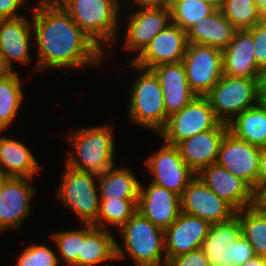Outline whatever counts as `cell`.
<instances>
[{
  "instance_id": "1",
  "label": "cell",
  "mask_w": 266,
  "mask_h": 266,
  "mask_svg": "<svg viewBox=\"0 0 266 266\" xmlns=\"http://www.w3.org/2000/svg\"><path fill=\"white\" fill-rule=\"evenodd\" d=\"M31 11L32 32L38 48L37 72L48 67L100 66L105 51L93 42L56 0H39V5L32 7Z\"/></svg>"
},
{
  "instance_id": "2",
  "label": "cell",
  "mask_w": 266,
  "mask_h": 266,
  "mask_svg": "<svg viewBox=\"0 0 266 266\" xmlns=\"http://www.w3.org/2000/svg\"><path fill=\"white\" fill-rule=\"evenodd\" d=\"M122 246L116 240V260L128 255L134 266H166L164 230L136 212L119 230ZM123 247V248H122Z\"/></svg>"
},
{
  "instance_id": "3",
  "label": "cell",
  "mask_w": 266,
  "mask_h": 266,
  "mask_svg": "<svg viewBox=\"0 0 266 266\" xmlns=\"http://www.w3.org/2000/svg\"><path fill=\"white\" fill-rule=\"evenodd\" d=\"M113 126L108 123L75 130L65 138L73 146L66 165L92 173H102L114 166L115 141Z\"/></svg>"
},
{
  "instance_id": "4",
  "label": "cell",
  "mask_w": 266,
  "mask_h": 266,
  "mask_svg": "<svg viewBox=\"0 0 266 266\" xmlns=\"http://www.w3.org/2000/svg\"><path fill=\"white\" fill-rule=\"evenodd\" d=\"M73 21L103 50L119 29L120 0H56Z\"/></svg>"
},
{
  "instance_id": "5",
  "label": "cell",
  "mask_w": 266,
  "mask_h": 266,
  "mask_svg": "<svg viewBox=\"0 0 266 266\" xmlns=\"http://www.w3.org/2000/svg\"><path fill=\"white\" fill-rule=\"evenodd\" d=\"M127 66L141 73L137 75L130 91L128 109L130 120L158 134L168 120L159 79L150 69L141 68L132 62Z\"/></svg>"
},
{
  "instance_id": "6",
  "label": "cell",
  "mask_w": 266,
  "mask_h": 266,
  "mask_svg": "<svg viewBox=\"0 0 266 266\" xmlns=\"http://www.w3.org/2000/svg\"><path fill=\"white\" fill-rule=\"evenodd\" d=\"M96 173L65 166L57 198L74 212L82 224H93L99 212V190Z\"/></svg>"
},
{
  "instance_id": "7",
  "label": "cell",
  "mask_w": 266,
  "mask_h": 266,
  "mask_svg": "<svg viewBox=\"0 0 266 266\" xmlns=\"http://www.w3.org/2000/svg\"><path fill=\"white\" fill-rule=\"evenodd\" d=\"M257 80L223 74L206 95L221 122L229 123L234 116L259 102Z\"/></svg>"
},
{
  "instance_id": "8",
  "label": "cell",
  "mask_w": 266,
  "mask_h": 266,
  "mask_svg": "<svg viewBox=\"0 0 266 266\" xmlns=\"http://www.w3.org/2000/svg\"><path fill=\"white\" fill-rule=\"evenodd\" d=\"M220 122L208 98L196 96L180 111L168 117L158 135L166 144L176 146L187 138L215 128Z\"/></svg>"
},
{
  "instance_id": "9",
  "label": "cell",
  "mask_w": 266,
  "mask_h": 266,
  "mask_svg": "<svg viewBox=\"0 0 266 266\" xmlns=\"http://www.w3.org/2000/svg\"><path fill=\"white\" fill-rule=\"evenodd\" d=\"M182 63L189 86L197 96H206L223 76V53L213 46L188 42Z\"/></svg>"
},
{
  "instance_id": "10",
  "label": "cell",
  "mask_w": 266,
  "mask_h": 266,
  "mask_svg": "<svg viewBox=\"0 0 266 266\" xmlns=\"http://www.w3.org/2000/svg\"><path fill=\"white\" fill-rule=\"evenodd\" d=\"M144 163L150 174H153L151 183L171 190L179 196L196 176V173L180 156L178 148L165 142Z\"/></svg>"
},
{
  "instance_id": "11",
  "label": "cell",
  "mask_w": 266,
  "mask_h": 266,
  "mask_svg": "<svg viewBox=\"0 0 266 266\" xmlns=\"http://www.w3.org/2000/svg\"><path fill=\"white\" fill-rule=\"evenodd\" d=\"M260 147L252 145L227 131L223 137L216 163L245 181L257 193Z\"/></svg>"
},
{
  "instance_id": "12",
  "label": "cell",
  "mask_w": 266,
  "mask_h": 266,
  "mask_svg": "<svg viewBox=\"0 0 266 266\" xmlns=\"http://www.w3.org/2000/svg\"><path fill=\"white\" fill-rule=\"evenodd\" d=\"M180 197L182 212L200 217L211 225L228 221L236 215V210L210 190L197 175Z\"/></svg>"
},
{
  "instance_id": "13",
  "label": "cell",
  "mask_w": 266,
  "mask_h": 266,
  "mask_svg": "<svg viewBox=\"0 0 266 266\" xmlns=\"http://www.w3.org/2000/svg\"><path fill=\"white\" fill-rule=\"evenodd\" d=\"M187 44L186 31L170 22L131 62L150 70L162 64L178 63L183 60Z\"/></svg>"
},
{
  "instance_id": "14",
  "label": "cell",
  "mask_w": 266,
  "mask_h": 266,
  "mask_svg": "<svg viewBox=\"0 0 266 266\" xmlns=\"http://www.w3.org/2000/svg\"><path fill=\"white\" fill-rule=\"evenodd\" d=\"M196 175L236 211L255 205L254 190L217 163L204 167Z\"/></svg>"
},
{
  "instance_id": "15",
  "label": "cell",
  "mask_w": 266,
  "mask_h": 266,
  "mask_svg": "<svg viewBox=\"0 0 266 266\" xmlns=\"http://www.w3.org/2000/svg\"><path fill=\"white\" fill-rule=\"evenodd\" d=\"M123 48L136 52V57L146 48L152 39L170 22V9L140 8L127 19Z\"/></svg>"
},
{
  "instance_id": "16",
  "label": "cell",
  "mask_w": 266,
  "mask_h": 266,
  "mask_svg": "<svg viewBox=\"0 0 266 266\" xmlns=\"http://www.w3.org/2000/svg\"><path fill=\"white\" fill-rule=\"evenodd\" d=\"M137 211L153 224L166 230L181 214V197L164 187L150 183L140 184Z\"/></svg>"
},
{
  "instance_id": "17",
  "label": "cell",
  "mask_w": 266,
  "mask_h": 266,
  "mask_svg": "<svg viewBox=\"0 0 266 266\" xmlns=\"http://www.w3.org/2000/svg\"><path fill=\"white\" fill-rule=\"evenodd\" d=\"M32 179L10 177L0 192V230L19 228L30 213Z\"/></svg>"
},
{
  "instance_id": "18",
  "label": "cell",
  "mask_w": 266,
  "mask_h": 266,
  "mask_svg": "<svg viewBox=\"0 0 266 266\" xmlns=\"http://www.w3.org/2000/svg\"><path fill=\"white\" fill-rule=\"evenodd\" d=\"M211 224L200 217L181 212L164 230L167 262L178 255L201 248Z\"/></svg>"
},
{
  "instance_id": "19",
  "label": "cell",
  "mask_w": 266,
  "mask_h": 266,
  "mask_svg": "<svg viewBox=\"0 0 266 266\" xmlns=\"http://www.w3.org/2000/svg\"><path fill=\"white\" fill-rule=\"evenodd\" d=\"M228 123L220 122L215 128L198 133L179 142L176 147L186 164L197 174L216 163Z\"/></svg>"
},
{
  "instance_id": "20",
  "label": "cell",
  "mask_w": 266,
  "mask_h": 266,
  "mask_svg": "<svg viewBox=\"0 0 266 266\" xmlns=\"http://www.w3.org/2000/svg\"><path fill=\"white\" fill-rule=\"evenodd\" d=\"M31 22L24 16L0 19V53L9 72H13V61L27 65L31 60Z\"/></svg>"
},
{
  "instance_id": "21",
  "label": "cell",
  "mask_w": 266,
  "mask_h": 266,
  "mask_svg": "<svg viewBox=\"0 0 266 266\" xmlns=\"http://www.w3.org/2000/svg\"><path fill=\"white\" fill-rule=\"evenodd\" d=\"M151 70L157 75L162 87L167 117L180 111L197 96L189 86L182 61L162 64Z\"/></svg>"
},
{
  "instance_id": "22",
  "label": "cell",
  "mask_w": 266,
  "mask_h": 266,
  "mask_svg": "<svg viewBox=\"0 0 266 266\" xmlns=\"http://www.w3.org/2000/svg\"><path fill=\"white\" fill-rule=\"evenodd\" d=\"M223 74L258 78L252 35L248 30H237L229 45L222 50Z\"/></svg>"
},
{
  "instance_id": "23",
  "label": "cell",
  "mask_w": 266,
  "mask_h": 266,
  "mask_svg": "<svg viewBox=\"0 0 266 266\" xmlns=\"http://www.w3.org/2000/svg\"><path fill=\"white\" fill-rule=\"evenodd\" d=\"M241 235L242 228L237 215L228 221L212 224L201 246L210 265L237 266L230 263V246L228 245Z\"/></svg>"
},
{
  "instance_id": "24",
  "label": "cell",
  "mask_w": 266,
  "mask_h": 266,
  "mask_svg": "<svg viewBox=\"0 0 266 266\" xmlns=\"http://www.w3.org/2000/svg\"><path fill=\"white\" fill-rule=\"evenodd\" d=\"M237 29L223 15L221 9H215L209 16L199 19L187 31V41L198 45L225 49Z\"/></svg>"
},
{
  "instance_id": "25",
  "label": "cell",
  "mask_w": 266,
  "mask_h": 266,
  "mask_svg": "<svg viewBox=\"0 0 266 266\" xmlns=\"http://www.w3.org/2000/svg\"><path fill=\"white\" fill-rule=\"evenodd\" d=\"M41 166L23 143L0 136V170L10 177L33 179Z\"/></svg>"
},
{
  "instance_id": "26",
  "label": "cell",
  "mask_w": 266,
  "mask_h": 266,
  "mask_svg": "<svg viewBox=\"0 0 266 266\" xmlns=\"http://www.w3.org/2000/svg\"><path fill=\"white\" fill-rule=\"evenodd\" d=\"M84 225V242L78 255V266H96L116 260V239L110 229Z\"/></svg>"
},
{
  "instance_id": "27",
  "label": "cell",
  "mask_w": 266,
  "mask_h": 266,
  "mask_svg": "<svg viewBox=\"0 0 266 266\" xmlns=\"http://www.w3.org/2000/svg\"><path fill=\"white\" fill-rule=\"evenodd\" d=\"M99 200L139 199L140 181L126 167L113 166L97 174Z\"/></svg>"
},
{
  "instance_id": "28",
  "label": "cell",
  "mask_w": 266,
  "mask_h": 266,
  "mask_svg": "<svg viewBox=\"0 0 266 266\" xmlns=\"http://www.w3.org/2000/svg\"><path fill=\"white\" fill-rule=\"evenodd\" d=\"M228 131L237 138L258 147H266V104L256 105L236 115Z\"/></svg>"
},
{
  "instance_id": "29",
  "label": "cell",
  "mask_w": 266,
  "mask_h": 266,
  "mask_svg": "<svg viewBox=\"0 0 266 266\" xmlns=\"http://www.w3.org/2000/svg\"><path fill=\"white\" fill-rule=\"evenodd\" d=\"M242 235L253 248L255 255L266 257V213L256 205L236 211Z\"/></svg>"
},
{
  "instance_id": "30",
  "label": "cell",
  "mask_w": 266,
  "mask_h": 266,
  "mask_svg": "<svg viewBox=\"0 0 266 266\" xmlns=\"http://www.w3.org/2000/svg\"><path fill=\"white\" fill-rule=\"evenodd\" d=\"M19 78L15 71L0 76V130L2 132L16 117L23 100Z\"/></svg>"
},
{
  "instance_id": "31",
  "label": "cell",
  "mask_w": 266,
  "mask_h": 266,
  "mask_svg": "<svg viewBox=\"0 0 266 266\" xmlns=\"http://www.w3.org/2000/svg\"><path fill=\"white\" fill-rule=\"evenodd\" d=\"M139 199L99 200V212L94 226L107 228L106 224L119 230L137 212Z\"/></svg>"
},
{
  "instance_id": "32",
  "label": "cell",
  "mask_w": 266,
  "mask_h": 266,
  "mask_svg": "<svg viewBox=\"0 0 266 266\" xmlns=\"http://www.w3.org/2000/svg\"><path fill=\"white\" fill-rule=\"evenodd\" d=\"M171 22L187 31L199 19L209 16L215 8L204 0H171Z\"/></svg>"
},
{
  "instance_id": "33",
  "label": "cell",
  "mask_w": 266,
  "mask_h": 266,
  "mask_svg": "<svg viewBox=\"0 0 266 266\" xmlns=\"http://www.w3.org/2000/svg\"><path fill=\"white\" fill-rule=\"evenodd\" d=\"M221 11L237 30H248L263 20L255 0H224Z\"/></svg>"
},
{
  "instance_id": "34",
  "label": "cell",
  "mask_w": 266,
  "mask_h": 266,
  "mask_svg": "<svg viewBox=\"0 0 266 266\" xmlns=\"http://www.w3.org/2000/svg\"><path fill=\"white\" fill-rule=\"evenodd\" d=\"M59 249V261H64L68 266H78V255L81 253L84 242V226L77 230L60 231L51 234ZM63 259V260H62Z\"/></svg>"
},
{
  "instance_id": "35",
  "label": "cell",
  "mask_w": 266,
  "mask_h": 266,
  "mask_svg": "<svg viewBox=\"0 0 266 266\" xmlns=\"http://www.w3.org/2000/svg\"><path fill=\"white\" fill-rule=\"evenodd\" d=\"M59 257L46 245H30L19 256L17 266H58Z\"/></svg>"
},
{
  "instance_id": "36",
  "label": "cell",
  "mask_w": 266,
  "mask_h": 266,
  "mask_svg": "<svg viewBox=\"0 0 266 266\" xmlns=\"http://www.w3.org/2000/svg\"><path fill=\"white\" fill-rule=\"evenodd\" d=\"M254 43V54L258 68H266V20L248 29Z\"/></svg>"
},
{
  "instance_id": "37",
  "label": "cell",
  "mask_w": 266,
  "mask_h": 266,
  "mask_svg": "<svg viewBox=\"0 0 266 266\" xmlns=\"http://www.w3.org/2000/svg\"><path fill=\"white\" fill-rule=\"evenodd\" d=\"M228 246H230V263L237 266H241L255 255L253 248L243 235L233 240Z\"/></svg>"
},
{
  "instance_id": "38",
  "label": "cell",
  "mask_w": 266,
  "mask_h": 266,
  "mask_svg": "<svg viewBox=\"0 0 266 266\" xmlns=\"http://www.w3.org/2000/svg\"><path fill=\"white\" fill-rule=\"evenodd\" d=\"M166 266H211L201 248L171 258Z\"/></svg>"
},
{
  "instance_id": "39",
  "label": "cell",
  "mask_w": 266,
  "mask_h": 266,
  "mask_svg": "<svg viewBox=\"0 0 266 266\" xmlns=\"http://www.w3.org/2000/svg\"><path fill=\"white\" fill-rule=\"evenodd\" d=\"M24 3L21 0H0V19L16 18L21 15L17 13L18 9Z\"/></svg>"
},
{
  "instance_id": "40",
  "label": "cell",
  "mask_w": 266,
  "mask_h": 266,
  "mask_svg": "<svg viewBox=\"0 0 266 266\" xmlns=\"http://www.w3.org/2000/svg\"><path fill=\"white\" fill-rule=\"evenodd\" d=\"M257 192L266 185V147H260Z\"/></svg>"
},
{
  "instance_id": "41",
  "label": "cell",
  "mask_w": 266,
  "mask_h": 266,
  "mask_svg": "<svg viewBox=\"0 0 266 266\" xmlns=\"http://www.w3.org/2000/svg\"><path fill=\"white\" fill-rule=\"evenodd\" d=\"M257 87L259 103L266 104V68L261 69L259 72Z\"/></svg>"
},
{
  "instance_id": "42",
  "label": "cell",
  "mask_w": 266,
  "mask_h": 266,
  "mask_svg": "<svg viewBox=\"0 0 266 266\" xmlns=\"http://www.w3.org/2000/svg\"><path fill=\"white\" fill-rule=\"evenodd\" d=\"M140 8H165L169 7L170 0H133Z\"/></svg>"
},
{
  "instance_id": "43",
  "label": "cell",
  "mask_w": 266,
  "mask_h": 266,
  "mask_svg": "<svg viewBox=\"0 0 266 266\" xmlns=\"http://www.w3.org/2000/svg\"><path fill=\"white\" fill-rule=\"evenodd\" d=\"M255 205L260 210H266V185L255 194Z\"/></svg>"
},
{
  "instance_id": "44",
  "label": "cell",
  "mask_w": 266,
  "mask_h": 266,
  "mask_svg": "<svg viewBox=\"0 0 266 266\" xmlns=\"http://www.w3.org/2000/svg\"><path fill=\"white\" fill-rule=\"evenodd\" d=\"M241 266H266V257H260L254 255L251 259H248L244 264Z\"/></svg>"
},
{
  "instance_id": "45",
  "label": "cell",
  "mask_w": 266,
  "mask_h": 266,
  "mask_svg": "<svg viewBox=\"0 0 266 266\" xmlns=\"http://www.w3.org/2000/svg\"><path fill=\"white\" fill-rule=\"evenodd\" d=\"M258 11L262 16L266 13V0H255Z\"/></svg>"
},
{
  "instance_id": "46",
  "label": "cell",
  "mask_w": 266,
  "mask_h": 266,
  "mask_svg": "<svg viewBox=\"0 0 266 266\" xmlns=\"http://www.w3.org/2000/svg\"><path fill=\"white\" fill-rule=\"evenodd\" d=\"M206 3L212 5L215 9H221L224 0H204Z\"/></svg>"
},
{
  "instance_id": "47",
  "label": "cell",
  "mask_w": 266,
  "mask_h": 266,
  "mask_svg": "<svg viewBox=\"0 0 266 266\" xmlns=\"http://www.w3.org/2000/svg\"><path fill=\"white\" fill-rule=\"evenodd\" d=\"M10 178L9 175L5 174L0 170V192L2 191L4 185L6 184L7 180Z\"/></svg>"
},
{
  "instance_id": "48",
  "label": "cell",
  "mask_w": 266,
  "mask_h": 266,
  "mask_svg": "<svg viewBox=\"0 0 266 266\" xmlns=\"http://www.w3.org/2000/svg\"><path fill=\"white\" fill-rule=\"evenodd\" d=\"M8 72L9 70L6 68L0 53V76L6 75Z\"/></svg>"
},
{
  "instance_id": "49",
  "label": "cell",
  "mask_w": 266,
  "mask_h": 266,
  "mask_svg": "<svg viewBox=\"0 0 266 266\" xmlns=\"http://www.w3.org/2000/svg\"><path fill=\"white\" fill-rule=\"evenodd\" d=\"M24 4L27 3L28 1L27 0H21Z\"/></svg>"
},
{
  "instance_id": "50",
  "label": "cell",
  "mask_w": 266,
  "mask_h": 266,
  "mask_svg": "<svg viewBox=\"0 0 266 266\" xmlns=\"http://www.w3.org/2000/svg\"><path fill=\"white\" fill-rule=\"evenodd\" d=\"M263 19L266 20V13L263 15Z\"/></svg>"
}]
</instances>
